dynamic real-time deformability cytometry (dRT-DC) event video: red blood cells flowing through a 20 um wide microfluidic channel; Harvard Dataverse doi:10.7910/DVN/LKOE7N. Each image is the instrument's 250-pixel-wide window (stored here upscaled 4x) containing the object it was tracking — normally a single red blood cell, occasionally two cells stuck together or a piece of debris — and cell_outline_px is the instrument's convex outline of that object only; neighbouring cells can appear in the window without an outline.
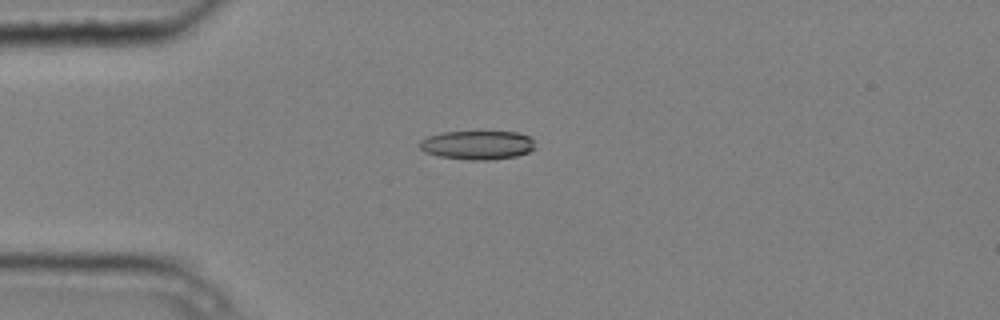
{"species": "common noctule bat (a hibernating species)", "species_latin": "Nyctalus noctula", "temperature_condition": "cold", "stored_images_in_passage": 7, "camera_frame_rate_fps": 3000, "um_per_image_px": 0.085, "animal": {"sex": "male", "body_mass_g": 20.4}, "frame": {"image": 1, "passage_image": 4, "time_ms": 1.0, "image_size_px": [1000, 320], "cell_outline_px": [[536, 148], [528, 152], [516, 156], [492, 160], [472, 160], [440, 156], [424, 152], [416, 144], [420, 140], [428, 136], [444, 132], [516, 132], [532, 136]], "centroid_in_image_um": [40.59, 12.33], "position_along_channel_um": 44.4, "area_um2": 19.59}}
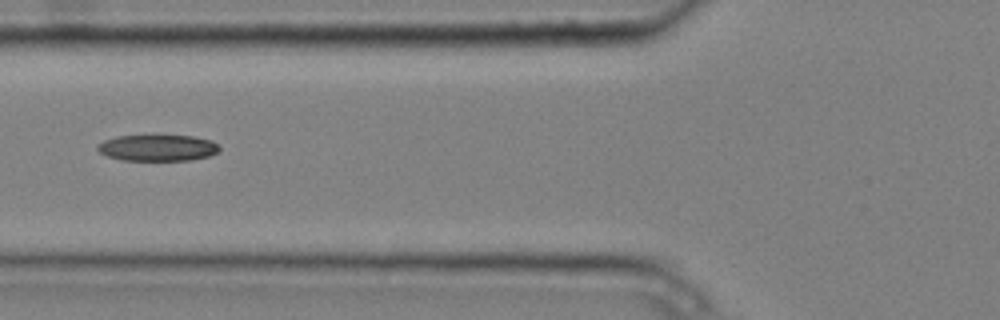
{"frame": {"image": 2, "passage_image": 6, "time_ms": 1.667, "image_size_px": [1000, 320], "cell_outline_px": [[220, 148], [216, 152], [208, 156], [192, 160], [120, 160], [108, 156], [100, 152], [96, 148], [104, 140], [116, 136], [192, 136], [212, 140]], "centroid_in_image_um": [13.4, 12.57], "position_along_channel_um": 112.4, "area_um2": 18.44}}
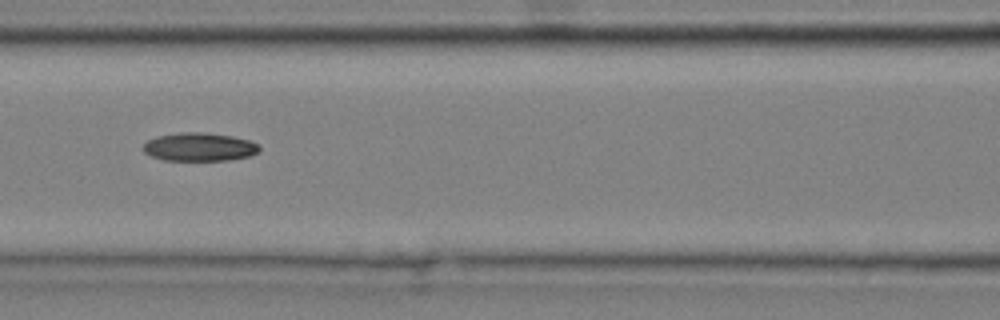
{"frame": {"image": 3, "passage_image": 7, "time_ms": 2.0, "image_size_px": [1000, 320], "cell_outline_px": [[260, 152], [248, 156], [228, 160], [164, 160], [152, 156], [144, 152], [144, 144], [148, 140], [156, 136], [180, 132], [204, 132], [232, 136], [248, 140], [260, 144]], "centroid_in_image_um": [16.97, 12.48], "position_along_channel_um": 149.6, "area_um2": 19.19}}